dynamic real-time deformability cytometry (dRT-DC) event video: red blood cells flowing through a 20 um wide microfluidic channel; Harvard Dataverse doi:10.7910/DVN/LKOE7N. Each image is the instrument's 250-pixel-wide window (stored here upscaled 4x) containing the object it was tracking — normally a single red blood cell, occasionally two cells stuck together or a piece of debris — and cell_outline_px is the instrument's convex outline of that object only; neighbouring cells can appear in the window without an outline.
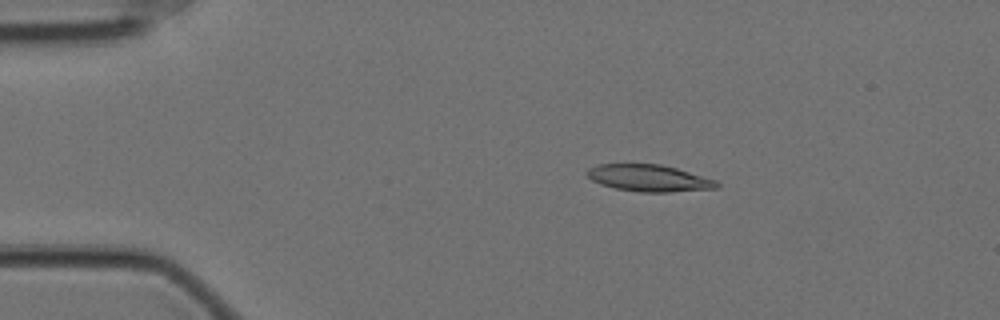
{"species": "Egyptian fruit bat (a non-hibernating species)", "species_latin": "Rousettus aegyptiacus", "temperature_condition": "cold", "stored_images_in_passage": 57, "camera_frame_rate_fps": 3000, "um_per_image_px": 0.085, "animal": {"sex": "female"}, "frame": {"image": 1, "passage_image": 10, "time_ms": 3.0, "image_size_px": [1000, 320], "cell_outline_px": [[720, 184], [716, 188], [668, 192], [640, 192], [612, 188], [600, 184], [592, 180], [584, 172], [588, 168], [596, 164], [660, 164], [676, 168], [716, 180]], "centroid_in_image_um": [55.11, 15.13], "position_along_channel_um": 29.9, "area_um2": 20.29}}
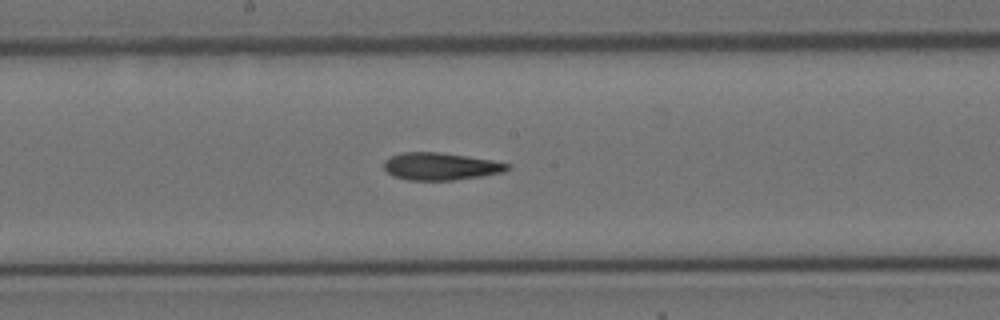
{"frame": {"image": 2, "passage_image": 30, "time_ms": 9.667, "image_size_px": [1000, 320], "cell_outline_px": [[512, 168], [504, 172], [480, 176], [452, 180], [408, 180], [392, 176], [384, 168], [384, 160], [392, 156], [404, 152], [436, 152], [468, 156], [492, 160], [512, 164]], "centroid_in_image_um": [37.48, 14.14], "position_along_channel_um": 210.7, "area_um2": 19.71}}
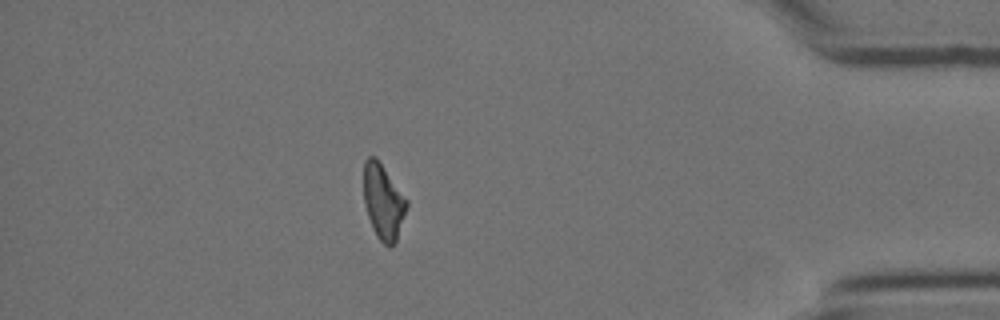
{"frame": {"image": 3, "passage_image": 50, "time_ms": 16.333, "image_size_px": [1000, 320], "cell_outline_px": [[408, 204], [396, 240], [388, 248], [376, 236], [372, 228], [364, 204], [364, 160], [368, 156], [376, 156], [408, 200]], "centroid_in_image_um": [32.56, 17.12], "position_along_channel_um": 402.6, "area_um2": 18.79}, "authors_computed_cell_mechanics": {"area_um2": 19.8832, "velocity_mm_per_s": 3.506, "shape_relaxation_time_tau1_ms": null, "shape_relaxation_time_tau2_ms": 5.722, "deformation_change_tau1": null, "deformation_change_tau2": 0.1558}}